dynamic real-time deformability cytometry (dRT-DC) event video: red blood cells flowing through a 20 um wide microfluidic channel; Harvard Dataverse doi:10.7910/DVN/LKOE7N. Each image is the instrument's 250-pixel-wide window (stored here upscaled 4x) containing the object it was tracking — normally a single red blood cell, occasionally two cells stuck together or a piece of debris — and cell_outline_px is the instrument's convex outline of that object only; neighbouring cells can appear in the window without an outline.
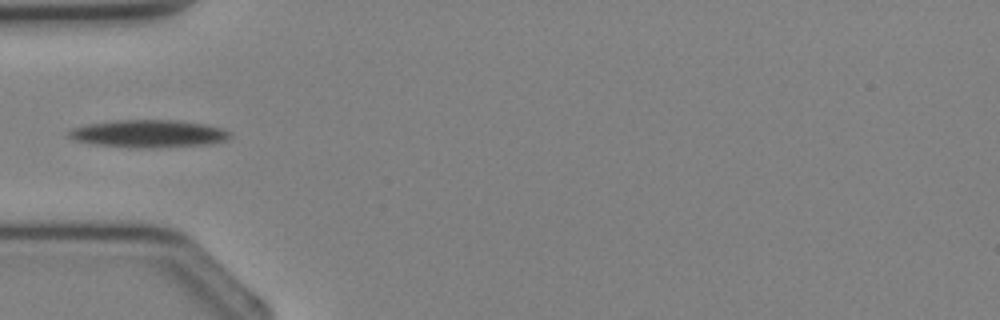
{"species": "Egyptian fruit bat (a non-hibernating species)", "species_latin": "Rousettus aegyptiacus", "temperature_condition": "cold", "stored_images_in_passage": 23, "camera_frame_rate_fps": 3000, "um_per_image_px": 0.085, "animal": {"sex": "female"}, "frame": {"image": 1, "passage_image": 1, "time_ms": 0.0, "image_size_px": [1000, 320], "cell_outline_px": [[232, 136], [228, 140], [212, 144], [148, 148], [136, 148], [92, 144], [76, 140], [68, 136], [68, 132], [72, 128], [88, 124], [116, 120], [180, 120], [208, 124], [232, 132]], "centroid_in_image_um": [12.7, 11.36], "position_along_channel_um": 72.3, "area_um2": 26.18}}
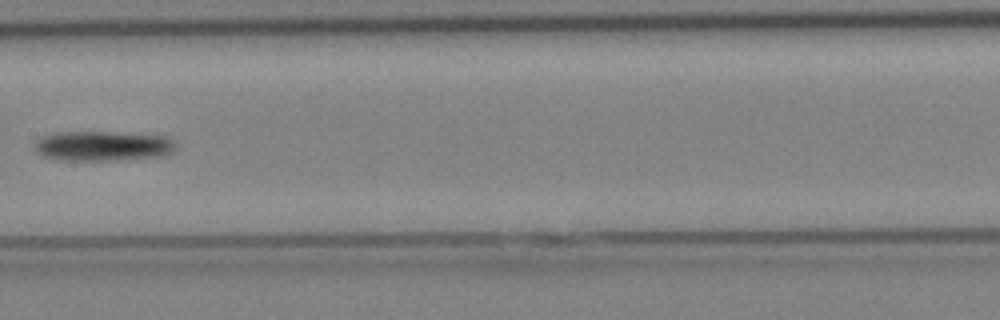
{"frame": {"image": 2, "passage_image": 8, "time_ms": 2.333, "image_size_px": [1000, 320], "cell_outline_px": [[176, 152], [164, 156], [116, 160], [60, 160], [44, 156], [36, 152], [32, 148], [32, 144], [40, 136], [56, 132], [116, 132], [168, 136], [176, 140]], "centroid_in_image_um": [8.76, 12.4], "position_along_channel_um": 198.6, "area_um2": 25.26}}
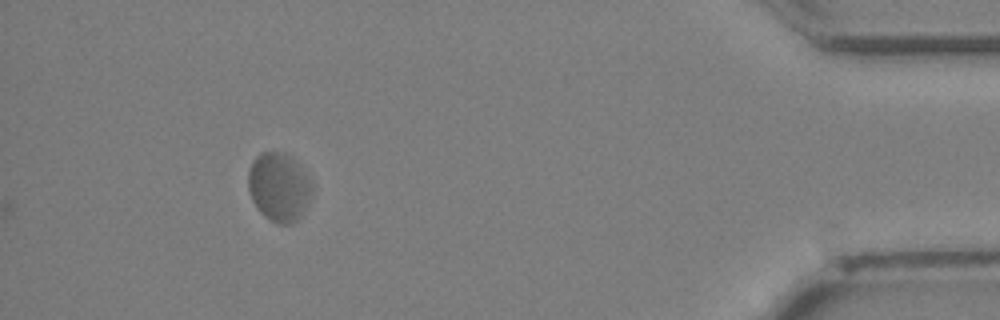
{"frame": {"image": 3, "passage_image": 23, "time_ms": 7.333, "image_size_px": [1000, 320], "cell_outline_px": [[312, 188], [300, 216], [292, 224], [280, 224], [264, 216], [260, 212], [252, 200], [248, 192], [248, 172], [252, 160], [260, 152], [284, 152], [292, 156], [312, 180]], "centroid_in_image_um": [23.68, 15.85], "position_along_channel_um": 411.5, "area_um2": 25.49}}